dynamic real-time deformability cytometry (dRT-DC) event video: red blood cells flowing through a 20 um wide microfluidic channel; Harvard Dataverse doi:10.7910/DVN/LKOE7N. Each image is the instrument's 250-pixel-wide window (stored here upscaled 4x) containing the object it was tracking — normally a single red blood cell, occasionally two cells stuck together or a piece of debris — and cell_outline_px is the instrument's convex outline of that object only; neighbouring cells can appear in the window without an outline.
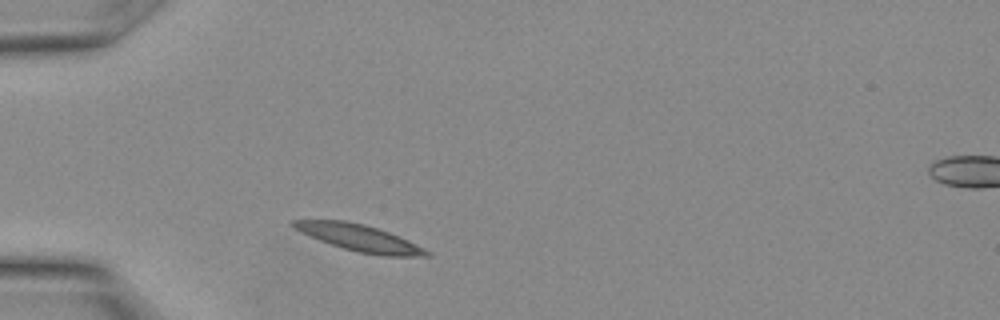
{"species": "Egyptian fruit bat (a non-hibernating species)", "species_latin": "Rousettus aegyptiacus", "temperature_condition": "warm", "stored_images_in_passage": 22, "camera_frame_rate_fps": 3000, "um_per_image_px": 0.085, "animal": {"sex": "female"}, "frame": {"image": 1, "passage_image": 2, "time_ms": 0.333, "image_size_px": [1000, 320], "cell_outline_px": [[432, 256], [384, 256], [356, 252], [320, 240], [300, 232], [292, 228], [288, 224], [292, 220], [344, 220], [364, 224], [388, 232], [408, 240], [432, 252]], "centroid_in_image_um": [30.53, 20.22], "position_along_channel_um": 54.5, "area_um2": 20.63}}
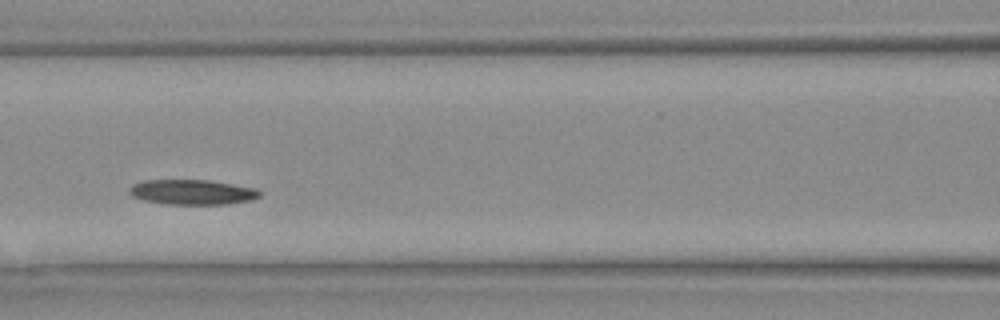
{"frame": {"image": 2, "passage_image": 7, "time_ms": 2.0, "image_size_px": [1000, 320], "cell_outline_px": [[260, 196], [248, 200], [228, 204], [168, 204], [144, 200], [132, 196], [128, 192], [128, 188], [132, 184], [144, 180], [208, 180], [256, 188], [260, 192]], "centroid_in_image_um": [16.29, 16.32], "position_along_channel_um": 150.3, "area_um2": 18.9}}
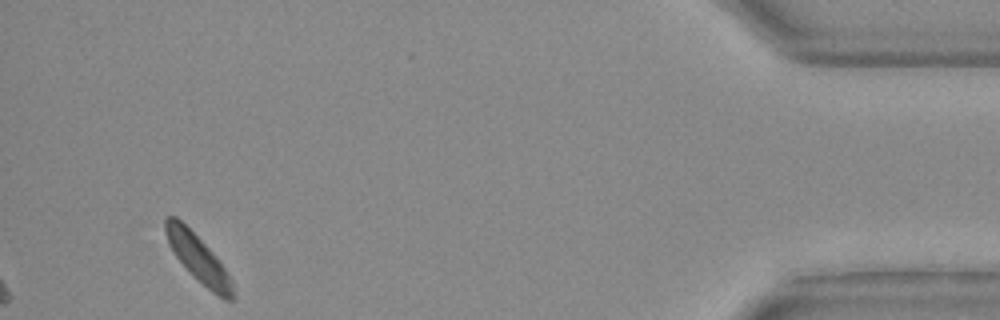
{"frame": {"image": 3, "passage_image": 22, "time_ms": 7.0, "image_size_px": [1000, 320], "cell_outline_px": [[232, 300], [224, 300], [212, 292], [176, 256], [168, 244], [164, 228], [164, 216], [176, 216], [212, 252], [228, 272], [232, 280]], "centroid_in_image_um": [16.82, 21.92], "position_along_channel_um": 418.4, "area_um2": 17.69}}